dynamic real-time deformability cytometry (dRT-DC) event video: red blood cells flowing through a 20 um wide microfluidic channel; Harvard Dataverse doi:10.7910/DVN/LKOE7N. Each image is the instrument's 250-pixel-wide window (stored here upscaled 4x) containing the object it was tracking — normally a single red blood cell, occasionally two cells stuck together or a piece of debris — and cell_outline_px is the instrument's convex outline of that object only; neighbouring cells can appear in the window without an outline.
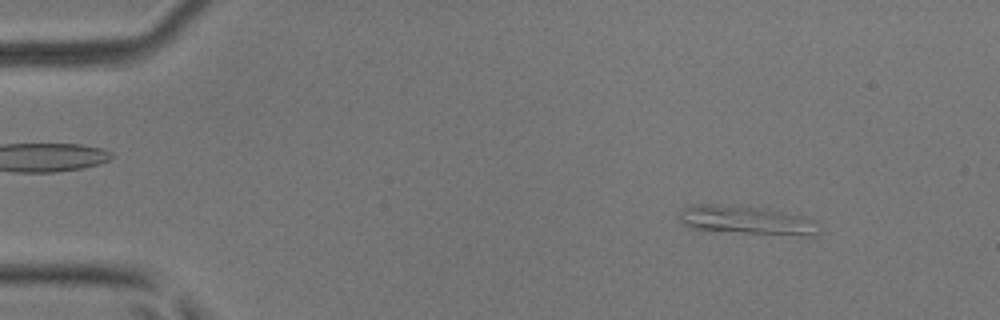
{"species": "common noctule bat (a hibernating species)", "species_latin": "Nyctalus noctula", "temperature_condition": "room temperature", "stored_images_in_passage": 48, "camera_frame_rate_fps": 3000, "um_per_image_px": 0.085, "animal": {"sex": "male", "body_mass_g": 17.9, "forearm_length_mm": 54.2}, "frame": {"image": 1, "passage_image": 4, "time_ms": 1.0, "image_size_px": [1000, 320], "cell_outline_px": [[820, 232], [816, 236], [804, 236], [744, 232], [692, 228], [684, 224], [680, 220], [680, 212], [692, 204], [740, 204], [768, 208], [804, 216], [816, 220]], "centroid_in_image_um": [63.56, 18.69], "position_along_channel_um": 21.4, "area_um2": 23.52}}
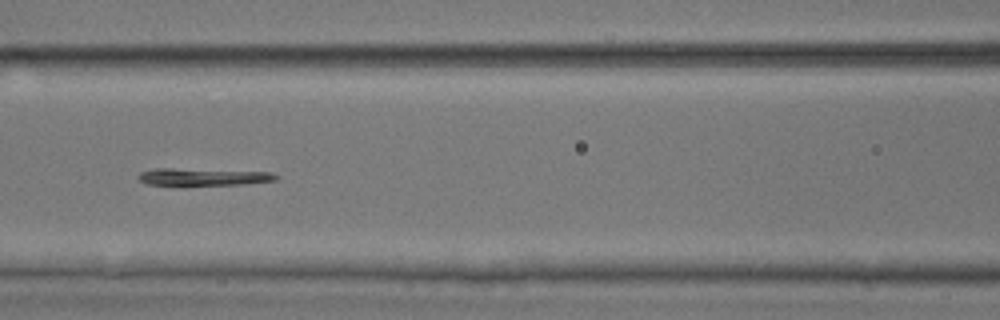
{"frame": {"image": 2, "passage_image": 20, "time_ms": 6.333, "image_size_px": [1000, 320], "cell_outline_px": [[280, 176], [276, 180], [248, 184], [148, 184], [140, 180], [136, 176], [140, 172], [152, 168], [172, 168], [272, 172]], "centroid_in_image_um": [17.3, 15.01], "position_along_channel_um": 149.3, "area_um2": 13.64}}
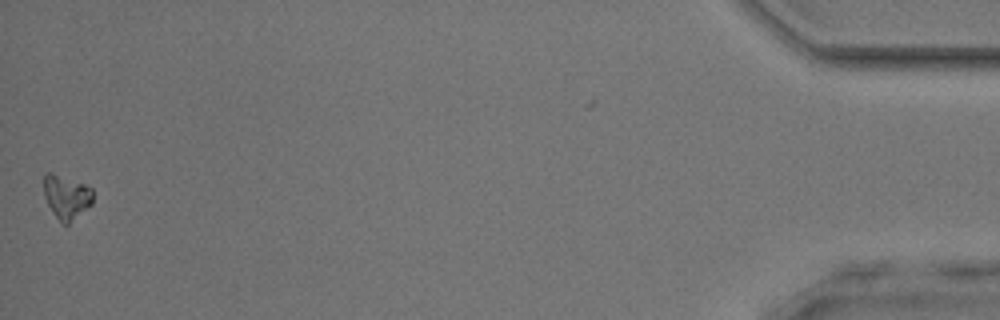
{"frame": {"image": 3, "passage_image": 47, "time_ms": 15.333, "image_size_px": [1000, 320], "cell_outline_px": [[92, 204], [68, 224], [64, 224], [52, 212], [44, 196], [44, 172], [52, 172], [84, 184], [92, 188]], "centroid_in_image_um": [5.63, 16.71], "position_along_channel_um": 429.6, "area_um2": 12.43}}